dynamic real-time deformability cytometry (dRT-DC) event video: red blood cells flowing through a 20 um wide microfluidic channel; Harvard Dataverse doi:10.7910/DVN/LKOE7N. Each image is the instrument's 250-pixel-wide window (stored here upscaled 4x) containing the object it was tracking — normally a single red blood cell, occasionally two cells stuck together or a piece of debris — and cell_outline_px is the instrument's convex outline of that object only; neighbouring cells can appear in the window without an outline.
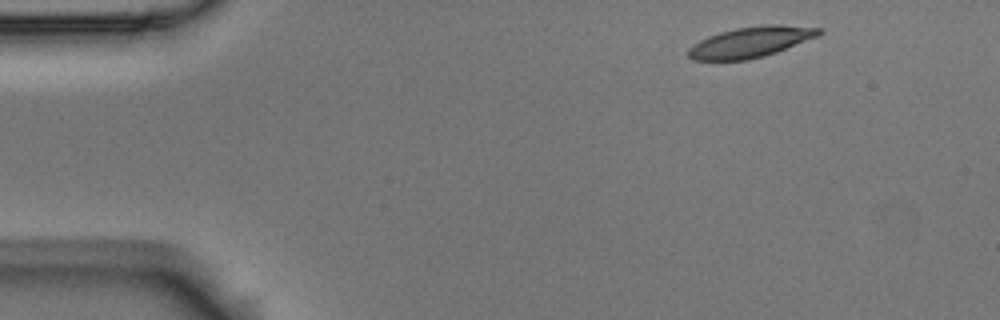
{"species": "Egyptian fruit bat (a non-hibernating species)", "species_latin": "Rousettus aegyptiacus", "temperature_condition": "room temperature", "stored_images_in_passage": 5, "camera_frame_rate_fps": 3000, "um_per_image_px": 0.085, "animal": {"sex": "male"}, "frame": {"image": 1, "passage_image": 5, "time_ms": 1.333, "image_size_px": [1000, 320], "cell_outline_px": [[824, 32], [820, 36], [776, 52], [764, 56], [748, 60], [692, 60], [688, 56], [688, 48], [700, 40], [708, 36], [720, 32], [736, 28], [768, 24], [780, 24], [824, 28]], "centroid_in_image_um": [63.87, 3.56], "position_along_channel_um": 21.1, "area_um2": 23.52}}